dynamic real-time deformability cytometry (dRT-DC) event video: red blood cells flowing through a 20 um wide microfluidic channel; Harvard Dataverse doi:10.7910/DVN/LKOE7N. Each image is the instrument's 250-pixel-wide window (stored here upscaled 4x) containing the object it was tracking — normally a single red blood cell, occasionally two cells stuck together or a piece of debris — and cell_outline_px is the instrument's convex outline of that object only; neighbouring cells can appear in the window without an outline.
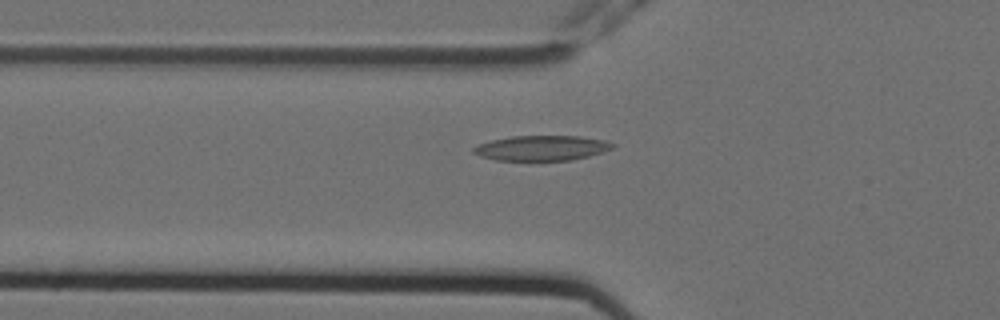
{"species": "Egyptian fruit bat (a non-hibernating species)", "species_latin": "Rousettus aegyptiacus", "temperature_condition": "cold", "stored_images_in_passage": 6, "camera_frame_rate_fps": 3000, "um_per_image_px": 0.085, "animal": {"sex": "female"}, "frame": {"image": 1, "passage_image": 6, "time_ms": 1.667, "image_size_px": [1000, 320], "cell_outline_px": [[616, 144], [612, 148], [588, 156], [568, 160], [496, 160], [480, 156], [472, 152], [472, 148], [480, 144], [492, 140], [512, 136], [580, 136], [604, 140]], "centroid_in_image_um": [46.02, 12.57], "position_along_channel_um": 79.8, "area_um2": 20.06}}